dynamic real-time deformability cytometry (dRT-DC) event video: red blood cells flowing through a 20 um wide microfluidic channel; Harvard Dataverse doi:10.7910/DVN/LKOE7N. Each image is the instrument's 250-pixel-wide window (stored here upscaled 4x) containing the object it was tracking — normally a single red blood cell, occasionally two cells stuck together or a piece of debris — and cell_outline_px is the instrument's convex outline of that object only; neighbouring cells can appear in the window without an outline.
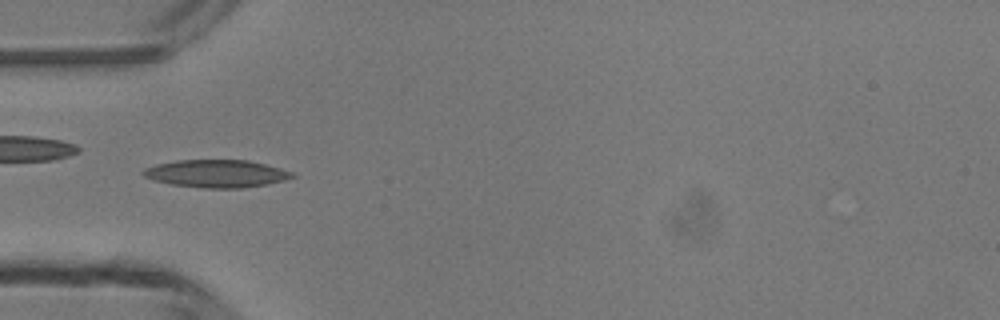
{"species": "common noctule bat (a hibernating species)", "species_latin": "Nyctalus noctula", "temperature_condition": "room temperature", "stored_images_in_passage": 1, "camera_frame_rate_fps": 3000, "um_per_image_px": 0.085, "animal": {"sex": "male", "body_mass_g": 13.3}, "frame": {"image": 1, "passage_image": 1, "time_ms": 0.0, "image_size_px": [1000, 320], "cell_outline_px": [[296, 176], [284, 180], [264, 184], [240, 188], [204, 188], [172, 184], [152, 180], [144, 176], [140, 172], [144, 168], [156, 164], [176, 160], [248, 160], [280, 168], [292, 172]], "centroid_in_image_um": [18.34, 14.75], "position_along_channel_um": 66.7, "area_um2": 23.87}}